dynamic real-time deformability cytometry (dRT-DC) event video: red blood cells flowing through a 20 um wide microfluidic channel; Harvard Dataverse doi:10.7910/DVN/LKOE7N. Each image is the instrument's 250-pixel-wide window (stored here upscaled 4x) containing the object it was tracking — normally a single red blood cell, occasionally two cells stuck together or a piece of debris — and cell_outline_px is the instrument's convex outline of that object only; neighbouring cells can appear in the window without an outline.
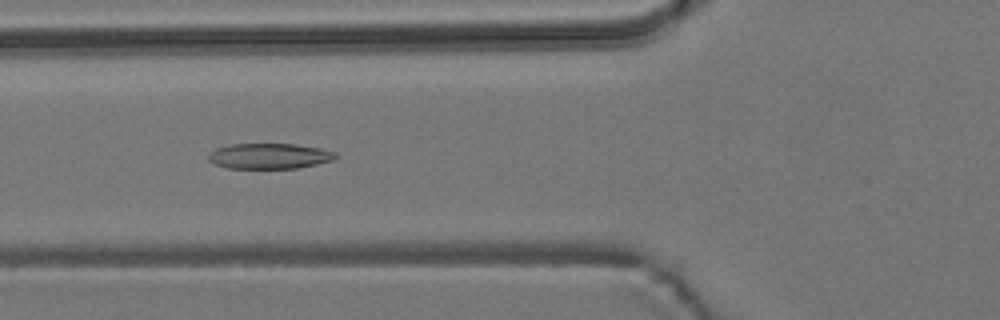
{"species": "common noctule bat (a hibernating species)", "species_latin": "Nyctalus noctula", "temperature_condition": "room temperature", "stored_images_in_passage": 6, "camera_frame_rate_fps": 3000, "um_per_image_px": 0.085, "animal": {"sex": "male", "body_mass_g": 19.2, "forearm_length_mm": 51.8}, "frame": {"image": 1, "passage_image": 4, "time_ms": 4.333, "image_size_px": [1000, 320], "cell_outline_px": [[336, 156], [332, 160], [316, 164], [296, 168], [228, 168], [216, 164], [208, 160], [208, 152], [216, 148], [232, 144], [296, 144], [320, 148], [336, 152]], "centroid_in_image_um": [22.87, 13.26], "position_along_channel_um": 102.9, "area_um2": 18.79}}
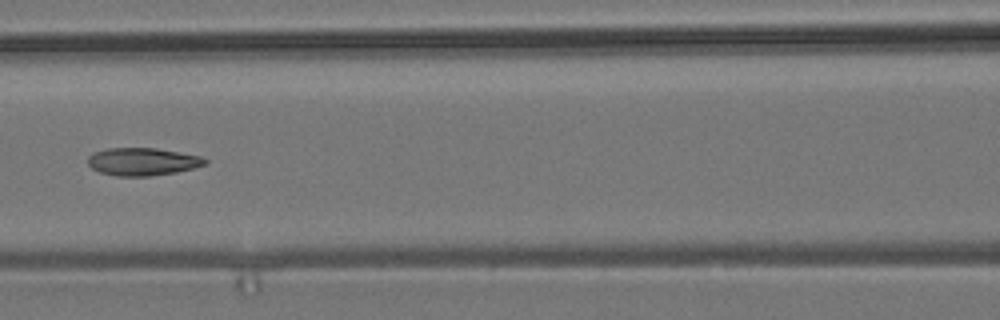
{"frame": {"image": 2, "passage_image": 5, "time_ms": 5.667, "image_size_px": [1000, 320], "cell_outline_px": [[208, 164], [176, 172], [148, 176], [116, 176], [100, 172], [92, 168], [88, 164], [88, 156], [92, 152], [108, 148], [156, 148], [200, 156], [208, 160]], "centroid_in_image_um": [12.1, 13.73], "position_along_channel_um": 154.5, "area_um2": 18.9}}
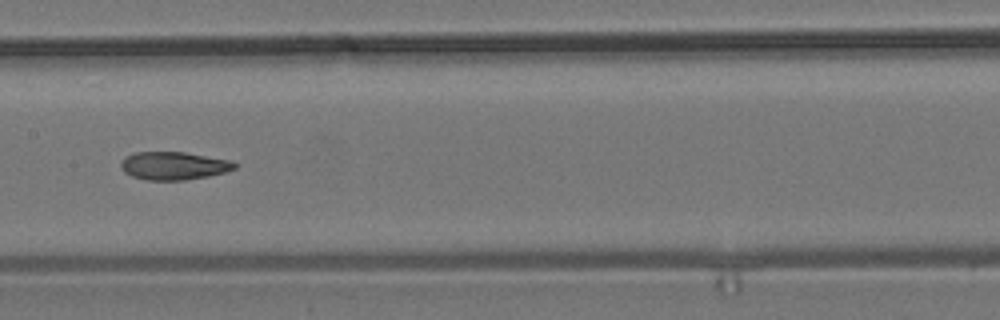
{"frame": {"image": 3, "passage_image": 6, "time_ms": 6.667, "image_size_px": [1000, 320], "cell_outline_px": [[236, 168], [224, 172], [208, 176], [184, 180], [148, 180], [132, 176], [124, 172], [120, 168], [120, 164], [124, 156], [136, 152], [184, 152], [232, 160], [236, 164]], "centroid_in_image_um": [14.75, 14.08], "position_along_channel_um": 192.7, "area_um2": 18.61}}